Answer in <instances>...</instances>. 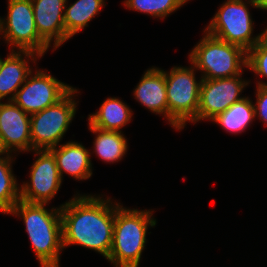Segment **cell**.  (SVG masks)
Here are the masks:
<instances>
[{
  "label": "cell",
  "mask_w": 267,
  "mask_h": 267,
  "mask_svg": "<svg viewBox=\"0 0 267 267\" xmlns=\"http://www.w3.org/2000/svg\"><path fill=\"white\" fill-rule=\"evenodd\" d=\"M135 99L149 111L162 114L168 121L165 71L152 67L144 72L134 88Z\"/></svg>",
  "instance_id": "15"
},
{
  "label": "cell",
  "mask_w": 267,
  "mask_h": 267,
  "mask_svg": "<svg viewBox=\"0 0 267 267\" xmlns=\"http://www.w3.org/2000/svg\"><path fill=\"white\" fill-rule=\"evenodd\" d=\"M195 69L191 64L190 68L174 66L165 71L168 122L176 130L197 117L202 78L197 81Z\"/></svg>",
  "instance_id": "5"
},
{
  "label": "cell",
  "mask_w": 267,
  "mask_h": 267,
  "mask_svg": "<svg viewBox=\"0 0 267 267\" xmlns=\"http://www.w3.org/2000/svg\"><path fill=\"white\" fill-rule=\"evenodd\" d=\"M37 158L32 164L30 182L20 186V199L30 203L48 204L60 189L62 178L50 150H33Z\"/></svg>",
  "instance_id": "11"
},
{
  "label": "cell",
  "mask_w": 267,
  "mask_h": 267,
  "mask_svg": "<svg viewBox=\"0 0 267 267\" xmlns=\"http://www.w3.org/2000/svg\"><path fill=\"white\" fill-rule=\"evenodd\" d=\"M66 1L64 11L65 32L69 38L88 26V23L100 13L105 0H77L68 6Z\"/></svg>",
  "instance_id": "18"
},
{
  "label": "cell",
  "mask_w": 267,
  "mask_h": 267,
  "mask_svg": "<svg viewBox=\"0 0 267 267\" xmlns=\"http://www.w3.org/2000/svg\"><path fill=\"white\" fill-rule=\"evenodd\" d=\"M63 249L80 245L108 259L115 220V202L93 195H75L60 205Z\"/></svg>",
  "instance_id": "1"
},
{
  "label": "cell",
  "mask_w": 267,
  "mask_h": 267,
  "mask_svg": "<svg viewBox=\"0 0 267 267\" xmlns=\"http://www.w3.org/2000/svg\"><path fill=\"white\" fill-rule=\"evenodd\" d=\"M30 115L13 100L0 101V151L30 152Z\"/></svg>",
  "instance_id": "12"
},
{
  "label": "cell",
  "mask_w": 267,
  "mask_h": 267,
  "mask_svg": "<svg viewBox=\"0 0 267 267\" xmlns=\"http://www.w3.org/2000/svg\"><path fill=\"white\" fill-rule=\"evenodd\" d=\"M255 95V117H259L267 126V83L258 81Z\"/></svg>",
  "instance_id": "24"
},
{
  "label": "cell",
  "mask_w": 267,
  "mask_h": 267,
  "mask_svg": "<svg viewBox=\"0 0 267 267\" xmlns=\"http://www.w3.org/2000/svg\"><path fill=\"white\" fill-rule=\"evenodd\" d=\"M89 130L96 137L93 142L95 154L107 163L120 161L127 152L128 143L126 137L120 131L102 130L92 127L89 123Z\"/></svg>",
  "instance_id": "19"
},
{
  "label": "cell",
  "mask_w": 267,
  "mask_h": 267,
  "mask_svg": "<svg viewBox=\"0 0 267 267\" xmlns=\"http://www.w3.org/2000/svg\"><path fill=\"white\" fill-rule=\"evenodd\" d=\"M78 92L73 88L58 103L30 115L31 151L49 150L60 145L64 134L75 117Z\"/></svg>",
  "instance_id": "6"
},
{
  "label": "cell",
  "mask_w": 267,
  "mask_h": 267,
  "mask_svg": "<svg viewBox=\"0 0 267 267\" xmlns=\"http://www.w3.org/2000/svg\"><path fill=\"white\" fill-rule=\"evenodd\" d=\"M133 111L127 104L116 97L107 98L99 110L89 114L88 121L92 127L102 130L121 131L133 116Z\"/></svg>",
  "instance_id": "17"
},
{
  "label": "cell",
  "mask_w": 267,
  "mask_h": 267,
  "mask_svg": "<svg viewBox=\"0 0 267 267\" xmlns=\"http://www.w3.org/2000/svg\"><path fill=\"white\" fill-rule=\"evenodd\" d=\"M49 150L55 157L61 178L64 173L76 180H87L92 176L91 153L82 143L69 141Z\"/></svg>",
  "instance_id": "16"
},
{
  "label": "cell",
  "mask_w": 267,
  "mask_h": 267,
  "mask_svg": "<svg viewBox=\"0 0 267 267\" xmlns=\"http://www.w3.org/2000/svg\"><path fill=\"white\" fill-rule=\"evenodd\" d=\"M247 4L256 8L252 0H227L217 10L205 31L211 35L249 51L256 43L253 21Z\"/></svg>",
  "instance_id": "7"
},
{
  "label": "cell",
  "mask_w": 267,
  "mask_h": 267,
  "mask_svg": "<svg viewBox=\"0 0 267 267\" xmlns=\"http://www.w3.org/2000/svg\"><path fill=\"white\" fill-rule=\"evenodd\" d=\"M256 8L267 10V0H252Z\"/></svg>",
  "instance_id": "26"
},
{
  "label": "cell",
  "mask_w": 267,
  "mask_h": 267,
  "mask_svg": "<svg viewBox=\"0 0 267 267\" xmlns=\"http://www.w3.org/2000/svg\"><path fill=\"white\" fill-rule=\"evenodd\" d=\"M38 58L41 56L32 51L11 50L5 59H0V101L4 98H7V101L14 99L32 72L28 59L36 63Z\"/></svg>",
  "instance_id": "14"
},
{
  "label": "cell",
  "mask_w": 267,
  "mask_h": 267,
  "mask_svg": "<svg viewBox=\"0 0 267 267\" xmlns=\"http://www.w3.org/2000/svg\"><path fill=\"white\" fill-rule=\"evenodd\" d=\"M13 158L11 154L0 151V211L3 214H8L20 200V185L11 168Z\"/></svg>",
  "instance_id": "21"
},
{
  "label": "cell",
  "mask_w": 267,
  "mask_h": 267,
  "mask_svg": "<svg viewBox=\"0 0 267 267\" xmlns=\"http://www.w3.org/2000/svg\"><path fill=\"white\" fill-rule=\"evenodd\" d=\"M255 118L254 104L249 97L245 96L211 121L219 124L227 132L237 134L244 132Z\"/></svg>",
  "instance_id": "20"
},
{
  "label": "cell",
  "mask_w": 267,
  "mask_h": 267,
  "mask_svg": "<svg viewBox=\"0 0 267 267\" xmlns=\"http://www.w3.org/2000/svg\"><path fill=\"white\" fill-rule=\"evenodd\" d=\"M203 38L189 53L190 64L200 70L202 79L229 78L242 75L247 68V51L203 31Z\"/></svg>",
  "instance_id": "4"
},
{
  "label": "cell",
  "mask_w": 267,
  "mask_h": 267,
  "mask_svg": "<svg viewBox=\"0 0 267 267\" xmlns=\"http://www.w3.org/2000/svg\"><path fill=\"white\" fill-rule=\"evenodd\" d=\"M247 68L254 74L267 78V50H249Z\"/></svg>",
  "instance_id": "23"
},
{
  "label": "cell",
  "mask_w": 267,
  "mask_h": 267,
  "mask_svg": "<svg viewBox=\"0 0 267 267\" xmlns=\"http://www.w3.org/2000/svg\"><path fill=\"white\" fill-rule=\"evenodd\" d=\"M72 89V86L61 82L53 75L36 70L34 74L32 71L28 75L13 101L24 112L32 115L58 103Z\"/></svg>",
  "instance_id": "9"
},
{
  "label": "cell",
  "mask_w": 267,
  "mask_h": 267,
  "mask_svg": "<svg viewBox=\"0 0 267 267\" xmlns=\"http://www.w3.org/2000/svg\"><path fill=\"white\" fill-rule=\"evenodd\" d=\"M46 205L20 199L8 214L22 217L40 267H60L63 250L61 206L50 210Z\"/></svg>",
  "instance_id": "2"
},
{
  "label": "cell",
  "mask_w": 267,
  "mask_h": 267,
  "mask_svg": "<svg viewBox=\"0 0 267 267\" xmlns=\"http://www.w3.org/2000/svg\"><path fill=\"white\" fill-rule=\"evenodd\" d=\"M249 82L242 79V75L220 79H202L197 117L192 123L206 119L210 121L235 102L242 100L244 97L240 95Z\"/></svg>",
  "instance_id": "10"
},
{
  "label": "cell",
  "mask_w": 267,
  "mask_h": 267,
  "mask_svg": "<svg viewBox=\"0 0 267 267\" xmlns=\"http://www.w3.org/2000/svg\"><path fill=\"white\" fill-rule=\"evenodd\" d=\"M39 37L53 51L70 39L65 32L64 11L67 0H31Z\"/></svg>",
  "instance_id": "13"
},
{
  "label": "cell",
  "mask_w": 267,
  "mask_h": 267,
  "mask_svg": "<svg viewBox=\"0 0 267 267\" xmlns=\"http://www.w3.org/2000/svg\"><path fill=\"white\" fill-rule=\"evenodd\" d=\"M7 8V18H0V35L10 50L32 51L42 57L50 47L39 37L32 1L8 0Z\"/></svg>",
  "instance_id": "8"
},
{
  "label": "cell",
  "mask_w": 267,
  "mask_h": 267,
  "mask_svg": "<svg viewBox=\"0 0 267 267\" xmlns=\"http://www.w3.org/2000/svg\"><path fill=\"white\" fill-rule=\"evenodd\" d=\"M189 0H125L124 6L155 18L165 19Z\"/></svg>",
  "instance_id": "22"
},
{
  "label": "cell",
  "mask_w": 267,
  "mask_h": 267,
  "mask_svg": "<svg viewBox=\"0 0 267 267\" xmlns=\"http://www.w3.org/2000/svg\"><path fill=\"white\" fill-rule=\"evenodd\" d=\"M153 211L126 209L115 202L113 241L108 261L114 267H138L148 227L156 225Z\"/></svg>",
  "instance_id": "3"
},
{
  "label": "cell",
  "mask_w": 267,
  "mask_h": 267,
  "mask_svg": "<svg viewBox=\"0 0 267 267\" xmlns=\"http://www.w3.org/2000/svg\"><path fill=\"white\" fill-rule=\"evenodd\" d=\"M250 50H267V28L257 35V43Z\"/></svg>",
  "instance_id": "25"
}]
</instances>
